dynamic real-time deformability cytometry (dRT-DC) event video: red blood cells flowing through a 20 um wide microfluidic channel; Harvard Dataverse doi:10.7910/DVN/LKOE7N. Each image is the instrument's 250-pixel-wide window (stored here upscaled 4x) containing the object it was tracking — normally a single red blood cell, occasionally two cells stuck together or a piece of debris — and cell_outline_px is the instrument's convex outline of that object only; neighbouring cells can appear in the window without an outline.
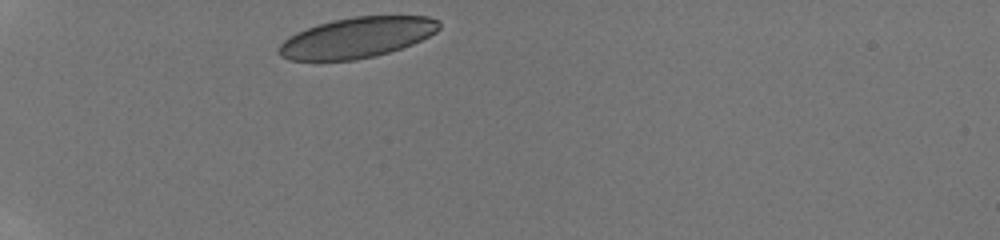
{"species": "human", "species_latin": "Homo sapiens", "temperature_condition": "room temperature", "stored_images_in_passage": 31, "camera_frame_rate_fps": 3000, "um_per_image_px": 0.085, "donor": {"sex": "male"}, "frame": {"image": 1, "passage_image": 1, "time_ms": 0.0, "image_size_px": [1000, 240], "cell_outline_px": [[440, 28], [436, 32], [412, 44], [376, 56], [356, 60], [288, 60], [280, 56], [276, 48], [288, 36], [296, 32], [320, 24], [352, 16], [428, 16], [440, 20]], "centroid_in_image_um": [30.33, 3.2], "position_along_channel_um": 54.7, "area_um2": 37.74}}
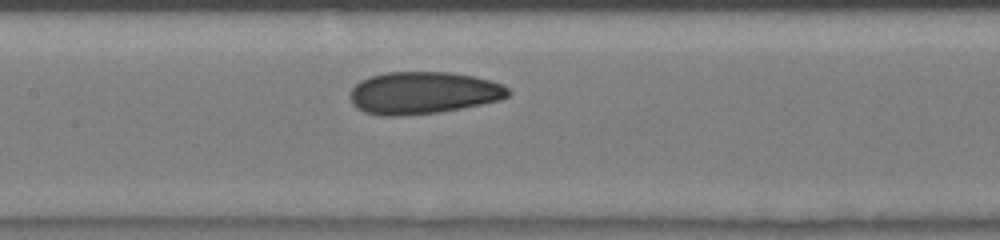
{"frame": {"image": 2, "passage_image": 12, "time_ms": 3.667, "image_size_px": [1000, 240], "cell_outline_px": [[512, 92], [508, 96], [500, 100], [440, 112], [396, 116], [384, 116], [364, 112], [356, 108], [352, 104], [348, 96], [352, 88], [360, 80], [368, 76], [384, 72], [452, 72], [476, 76], [500, 84], [508, 88]], "centroid_in_image_um": [35.93, 7.88], "position_along_channel_um": 171.5, "area_um2": 39.19}}
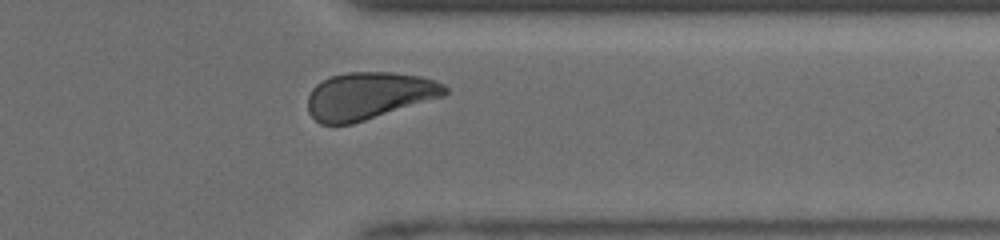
{"frame": {"image": 3, "passage_image": 27, "time_ms": 8.667, "image_size_px": [1000, 240], "cell_outline_px": [[448, 92], [444, 96], [352, 124], [320, 124], [308, 112], [308, 96], [312, 88], [316, 84], [332, 76], [348, 72], [392, 72], [420, 76], [436, 80], [444, 84], [448, 88]], "centroid_in_image_um": [31.36, 8.13], "position_along_channel_um": 380.0, "area_um2": 37.69}, "authors_computed_cell_mechanics": {"area_um2": 38.3792, "velocity_mm_per_s": 4.167, "shape_relaxation_time_tau1_ms": 6.7821, "shape_relaxation_time_tau2_ms": 1.8169, "deformation_change_tau1": 0.1383, "deformation_change_tau2": 0.0537}}